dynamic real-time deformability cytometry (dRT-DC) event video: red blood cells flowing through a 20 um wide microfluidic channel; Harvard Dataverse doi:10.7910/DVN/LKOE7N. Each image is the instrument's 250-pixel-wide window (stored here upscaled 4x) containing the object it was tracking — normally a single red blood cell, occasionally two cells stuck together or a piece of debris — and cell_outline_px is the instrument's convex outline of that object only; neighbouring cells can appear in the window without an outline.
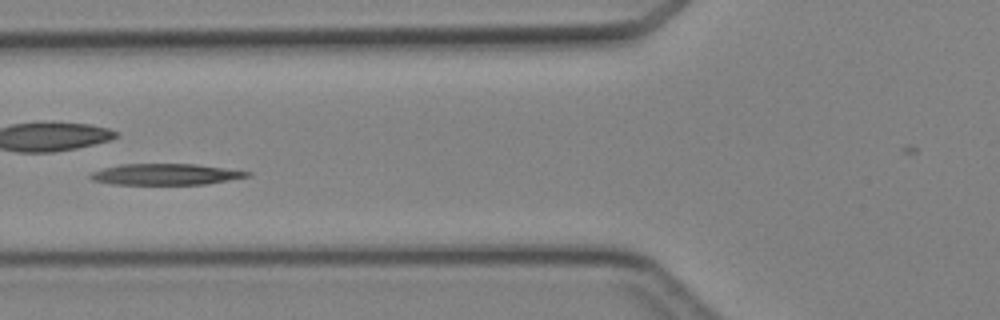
{"species": "Egyptian fruit bat (a non-hibernating species)", "species_latin": "Rousettus aegyptiacus", "temperature_condition": "cold", "stored_images_in_passage": 5, "camera_frame_rate_fps": 3000, "um_per_image_px": 0.085, "animal": {"sex": "female"}, "frame": {"image": 1, "passage_image": 4, "time_ms": 3.667, "image_size_px": [1000, 320], "cell_outline_px": [[252, 176], [204, 184], [112, 184], [92, 180], [88, 176], [92, 172], [104, 168], [120, 164], [196, 164], [252, 172]], "centroid_in_image_um": [14.08, 14.81], "position_along_channel_um": 111.7, "area_um2": 19.19}}
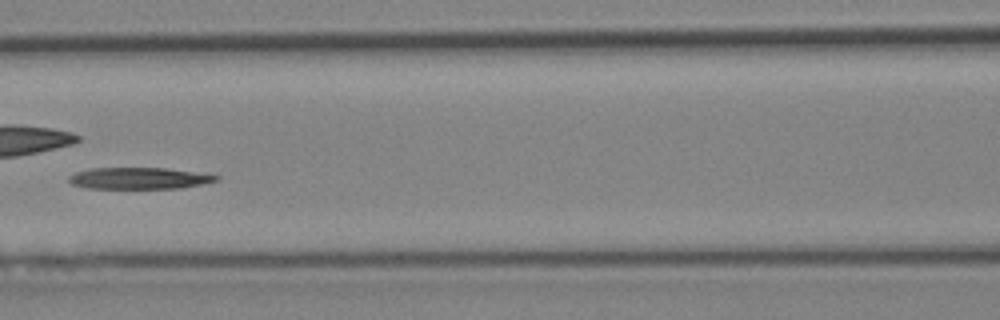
{"frame": {"image": 2, "passage_image": 5, "time_ms": 4.667, "image_size_px": [1000, 320], "cell_outline_px": [[220, 180], [180, 188], [88, 188], [72, 184], [68, 180], [68, 176], [76, 172], [92, 168], [164, 168], [220, 176]], "centroid_in_image_um": [11.79, 15.15], "position_along_channel_um": 154.8, "area_um2": 18.21}}